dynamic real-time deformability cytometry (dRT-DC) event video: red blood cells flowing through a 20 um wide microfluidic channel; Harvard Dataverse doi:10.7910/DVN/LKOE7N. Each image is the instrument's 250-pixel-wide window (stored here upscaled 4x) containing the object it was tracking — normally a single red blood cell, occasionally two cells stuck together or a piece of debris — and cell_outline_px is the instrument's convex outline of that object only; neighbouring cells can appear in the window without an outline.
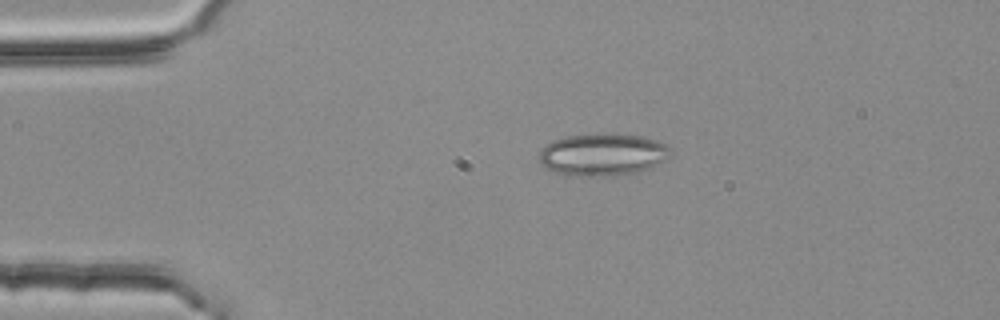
{"species": "common noctule bat (a hibernating species)", "species_latin": "Nyctalus noctula", "temperature_condition": "room temperature", "stored_images_in_passage": 2, "camera_frame_rate_fps": 3000, "um_per_image_px": 0.085, "animal": {"sex": "female", "body_mass_g": 25.1}, "frame": {"image": 1, "passage_image": 1, "time_ms": 0.0, "image_size_px": [1000, 320], "cell_outline_px": [[672, 156], [648, 168], [636, 172], [604, 176], [568, 176], [544, 168], [540, 160], [540, 148], [544, 144], [552, 140], [564, 136], [592, 132], [600, 132], [644, 136], [656, 140], [664, 144], [672, 152]], "centroid_in_image_um": [51.17, 13.11], "position_along_channel_um": 33.8, "area_um2": 32.95}}
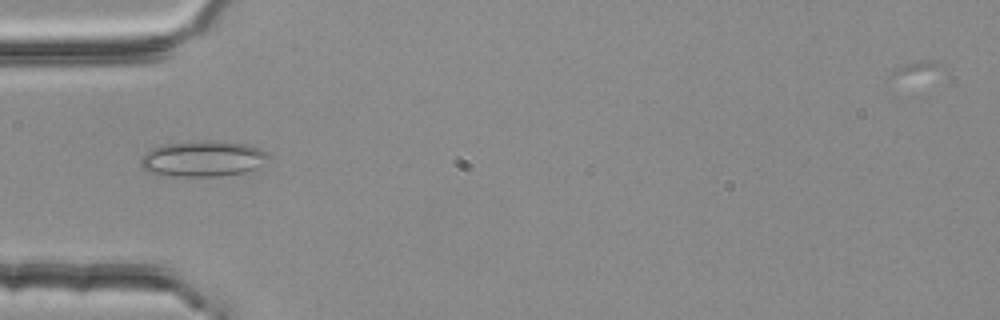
{"frame": {"image": 2, "passage_image": 2, "time_ms": 0.333, "image_size_px": [1000, 320], "cell_outline_px": [[272, 156], [252, 168], [244, 172], [216, 176], [180, 176], [148, 172], [140, 164], [140, 160], [152, 148], [164, 144], [248, 144], [260, 148], [268, 152]], "centroid_in_image_um": [17.25, 13.54], "position_along_channel_um": 67.8, "area_um2": 24.97}}